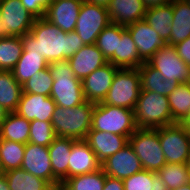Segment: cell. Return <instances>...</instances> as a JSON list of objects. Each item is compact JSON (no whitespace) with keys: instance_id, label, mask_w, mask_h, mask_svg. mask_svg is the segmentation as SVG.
I'll list each match as a JSON object with an SVG mask.
<instances>
[{"instance_id":"obj_1","label":"cell","mask_w":190,"mask_h":190,"mask_svg":"<svg viewBox=\"0 0 190 190\" xmlns=\"http://www.w3.org/2000/svg\"><path fill=\"white\" fill-rule=\"evenodd\" d=\"M21 40L26 53H39L48 64L68 60L85 46L75 31L66 33L45 18H36L30 32Z\"/></svg>"},{"instance_id":"obj_2","label":"cell","mask_w":190,"mask_h":190,"mask_svg":"<svg viewBox=\"0 0 190 190\" xmlns=\"http://www.w3.org/2000/svg\"><path fill=\"white\" fill-rule=\"evenodd\" d=\"M95 103L85 101L71 108L56 105L51 119L56 137L85 140L92 125Z\"/></svg>"},{"instance_id":"obj_3","label":"cell","mask_w":190,"mask_h":190,"mask_svg":"<svg viewBox=\"0 0 190 190\" xmlns=\"http://www.w3.org/2000/svg\"><path fill=\"white\" fill-rule=\"evenodd\" d=\"M54 79L50 97L62 108H71L86 101L82 80L75 77L68 60L48 64Z\"/></svg>"},{"instance_id":"obj_4","label":"cell","mask_w":190,"mask_h":190,"mask_svg":"<svg viewBox=\"0 0 190 190\" xmlns=\"http://www.w3.org/2000/svg\"><path fill=\"white\" fill-rule=\"evenodd\" d=\"M134 117L137 129H157L175 124L168 97L152 91L141 90Z\"/></svg>"},{"instance_id":"obj_5","label":"cell","mask_w":190,"mask_h":190,"mask_svg":"<svg viewBox=\"0 0 190 190\" xmlns=\"http://www.w3.org/2000/svg\"><path fill=\"white\" fill-rule=\"evenodd\" d=\"M90 130L119 134L129 139L137 130L134 110L96 103Z\"/></svg>"},{"instance_id":"obj_6","label":"cell","mask_w":190,"mask_h":190,"mask_svg":"<svg viewBox=\"0 0 190 190\" xmlns=\"http://www.w3.org/2000/svg\"><path fill=\"white\" fill-rule=\"evenodd\" d=\"M141 92L137 68H120L113 79L103 104L134 110Z\"/></svg>"},{"instance_id":"obj_7","label":"cell","mask_w":190,"mask_h":190,"mask_svg":"<svg viewBox=\"0 0 190 190\" xmlns=\"http://www.w3.org/2000/svg\"><path fill=\"white\" fill-rule=\"evenodd\" d=\"M129 144L139 158L143 170L158 172L167 162L159 141V128L137 129Z\"/></svg>"},{"instance_id":"obj_8","label":"cell","mask_w":190,"mask_h":190,"mask_svg":"<svg viewBox=\"0 0 190 190\" xmlns=\"http://www.w3.org/2000/svg\"><path fill=\"white\" fill-rule=\"evenodd\" d=\"M159 141L167 163L190 162V134L180 123L159 128Z\"/></svg>"},{"instance_id":"obj_9","label":"cell","mask_w":190,"mask_h":190,"mask_svg":"<svg viewBox=\"0 0 190 190\" xmlns=\"http://www.w3.org/2000/svg\"><path fill=\"white\" fill-rule=\"evenodd\" d=\"M35 20L21 0H0V37H22L30 32Z\"/></svg>"},{"instance_id":"obj_10","label":"cell","mask_w":190,"mask_h":190,"mask_svg":"<svg viewBox=\"0 0 190 190\" xmlns=\"http://www.w3.org/2000/svg\"><path fill=\"white\" fill-rule=\"evenodd\" d=\"M111 23L107 7L82 2L75 32L85 45L95 44L98 35Z\"/></svg>"},{"instance_id":"obj_11","label":"cell","mask_w":190,"mask_h":190,"mask_svg":"<svg viewBox=\"0 0 190 190\" xmlns=\"http://www.w3.org/2000/svg\"><path fill=\"white\" fill-rule=\"evenodd\" d=\"M147 63L172 84L187 83L190 77V67L177 55L172 45L161 47Z\"/></svg>"},{"instance_id":"obj_12","label":"cell","mask_w":190,"mask_h":190,"mask_svg":"<svg viewBox=\"0 0 190 190\" xmlns=\"http://www.w3.org/2000/svg\"><path fill=\"white\" fill-rule=\"evenodd\" d=\"M21 168L34 176L44 179L51 186L61 185V183L53 176L48 147L30 142L25 144V152Z\"/></svg>"},{"instance_id":"obj_13","label":"cell","mask_w":190,"mask_h":190,"mask_svg":"<svg viewBox=\"0 0 190 190\" xmlns=\"http://www.w3.org/2000/svg\"><path fill=\"white\" fill-rule=\"evenodd\" d=\"M119 69L108 62L82 79L86 101L95 104L103 102Z\"/></svg>"},{"instance_id":"obj_14","label":"cell","mask_w":190,"mask_h":190,"mask_svg":"<svg viewBox=\"0 0 190 190\" xmlns=\"http://www.w3.org/2000/svg\"><path fill=\"white\" fill-rule=\"evenodd\" d=\"M101 168L105 175L120 180L129 178L143 170L139 158L129 143L102 162Z\"/></svg>"},{"instance_id":"obj_15","label":"cell","mask_w":190,"mask_h":190,"mask_svg":"<svg viewBox=\"0 0 190 190\" xmlns=\"http://www.w3.org/2000/svg\"><path fill=\"white\" fill-rule=\"evenodd\" d=\"M136 44L139 57L147 62L166 43L156 31L143 19L126 27Z\"/></svg>"},{"instance_id":"obj_16","label":"cell","mask_w":190,"mask_h":190,"mask_svg":"<svg viewBox=\"0 0 190 190\" xmlns=\"http://www.w3.org/2000/svg\"><path fill=\"white\" fill-rule=\"evenodd\" d=\"M81 5L79 0H52L44 18L66 33L75 31Z\"/></svg>"},{"instance_id":"obj_17","label":"cell","mask_w":190,"mask_h":190,"mask_svg":"<svg viewBox=\"0 0 190 190\" xmlns=\"http://www.w3.org/2000/svg\"><path fill=\"white\" fill-rule=\"evenodd\" d=\"M55 107L56 104L50 96L23 92L15 112L29 121L51 122Z\"/></svg>"},{"instance_id":"obj_18","label":"cell","mask_w":190,"mask_h":190,"mask_svg":"<svg viewBox=\"0 0 190 190\" xmlns=\"http://www.w3.org/2000/svg\"><path fill=\"white\" fill-rule=\"evenodd\" d=\"M85 141L101 163L129 143L126 136L97 130H90Z\"/></svg>"},{"instance_id":"obj_19","label":"cell","mask_w":190,"mask_h":190,"mask_svg":"<svg viewBox=\"0 0 190 190\" xmlns=\"http://www.w3.org/2000/svg\"><path fill=\"white\" fill-rule=\"evenodd\" d=\"M101 169V162L85 140H76L72 144L68 165V178L88 174Z\"/></svg>"},{"instance_id":"obj_20","label":"cell","mask_w":190,"mask_h":190,"mask_svg":"<svg viewBox=\"0 0 190 190\" xmlns=\"http://www.w3.org/2000/svg\"><path fill=\"white\" fill-rule=\"evenodd\" d=\"M75 77L82 80L108 61L95 44H88L68 59Z\"/></svg>"},{"instance_id":"obj_21","label":"cell","mask_w":190,"mask_h":190,"mask_svg":"<svg viewBox=\"0 0 190 190\" xmlns=\"http://www.w3.org/2000/svg\"><path fill=\"white\" fill-rule=\"evenodd\" d=\"M146 9L142 0H111L107 6L111 23L124 27L143 20Z\"/></svg>"},{"instance_id":"obj_22","label":"cell","mask_w":190,"mask_h":190,"mask_svg":"<svg viewBox=\"0 0 190 190\" xmlns=\"http://www.w3.org/2000/svg\"><path fill=\"white\" fill-rule=\"evenodd\" d=\"M73 138L56 137L48 146L53 176L62 184L68 178Z\"/></svg>"},{"instance_id":"obj_23","label":"cell","mask_w":190,"mask_h":190,"mask_svg":"<svg viewBox=\"0 0 190 190\" xmlns=\"http://www.w3.org/2000/svg\"><path fill=\"white\" fill-rule=\"evenodd\" d=\"M118 68H139L144 62L140 59L135 42L125 30L118 39L117 52L108 60Z\"/></svg>"},{"instance_id":"obj_24","label":"cell","mask_w":190,"mask_h":190,"mask_svg":"<svg viewBox=\"0 0 190 190\" xmlns=\"http://www.w3.org/2000/svg\"><path fill=\"white\" fill-rule=\"evenodd\" d=\"M173 22L167 45H176L190 36V5L185 0H173Z\"/></svg>"},{"instance_id":"obj_25","label":"cell","mask_w":190,"mask_h":190,"mask_svg":"<svg viewBox=\"0 0 190 190\" xmlns=\"http://www.w3.org/2000/svg\"><path fill=\"white\" fill-rule=\"evenodd\" d=\"M144 20L158 33L166 44L169 42L173 22L172 3L147 8Z\"/></svg>"},{"instance_id":"obj_26","label":"cell","mask_w":190,"mask_h":190,"mask_svg":"<svg viewBox=\"0 0 190 190\" xmlns=\"http://www.w3.org/2000/svg\"><path fill=\"white\" fill-rule=\"evenodd\" d=\"M141 90L152 91L160 95H170L178 84H172V81L165 79L161 73L144 62L139 68Z\"/></svg>"},{"instance_id":"obj_27","label":"cell","mask_w":190,"mask_h":190,"mask_svg":"<svg viewBox=\"0 0 190 190\" xmlns=\"http://www.w3.org/2000/svg\"><path fill=\"white\" fill-rule=\"evenodd\" d=\"M22 93V85L15 79L12 71L0 70V106L9 113L15 112Z\"/></svg>"},{"instance_id":"obj_28","label":"cell","mask_w":190,"mask_h":190,"mask_svg":"<svg viewBox=\"0 0 190 190\" xmlns=\"http://www.w3.org/2000/svg\"><path fill=\"white\" fill-rule=\"evenodd\" d=\"M30 135V121L16 112L8 113L0 126V139L27 144Z\"/></svg>"},{"instance_id":"obj_29","label":"cell","mask_w":190,"mask_h":190,"mask_svg":"<svg viewBox=\"0 0 190 190\" xmlns=\"http://www.w3.org/2000/svg\"><path fill=\"white\" fill-rule=\"evenodd\" d=\"M48 67L47 61L39 53H23L17 64L11 70L20 85L25 84L35 73Z\"/></svg>"},{"instance_id":"obj_30","label":"cell","mask_w":190,"mask_h":190,"mask_svg":"<svg viewBox=\"0 0 190 190\" xmlns=\"http://www.w3.org/2000/svg\"><path fill=\"white\" fill-rule=\"evenodd\" d=\"M10 190H48L51 185L22 168L4 172Z\"/></svg>"},{"instance_id":"obj_31","label":"cell","mask_w":190,"mask_h":190,"mask_svg":"<svg viewBox=\"0 0 190 190\" xmlns=\"http://www.w3.org/2000/svg\"><path fill=\"white\" fill-rule=\"evenodd\" d=\"M23 53L21 37H0V70L11 71Z\"/></svg>"},{"instance_id":"obj_32","label":"cell","mask_w":190,"mask_h":190,"mask_svg":"<svg viewBox=\"0 0 190 190\" xmlns=\"http://www.w3.org/2000/svg\"><path fill=\"white\" fill-rule=\"evenodd\" d=\"M157 174L168 190L176 189L190 183V164L166 163Z\"/></svg>"},{"instance_id":"obj_33","label":"cell","mask_w":190,"mask_h":190,"mask_svg":"<svg viewBox=\"0 0 190 190\" xmlns=\"http://www.w3.org/2000/svg\"><path fill=\"white\" fill-rule=\"evenodd\" d=\"M172 120L180 123L190 110V88L187 83H179L175 90L167 96Z\"/></svg>"},{"instance_id":"obj_34","label":"cell","mask_w":190,"mask_h":190,"mask_svg":"<svg viewBox=\"0 0 190 190\" xmlns=\"http://www.w3.org/2000/svg\"><path fill=\"white\" fill-rule=\"evenodd\" d=\"M106 175L103 169L67 178L61 187L64 190H103Z\"/></svg>"},{"instance_id":"obj_35","label":"cell","mask_w":190,"mask_h":190,"mask_svg":"<svg viewBox=\"0 0 190 190\" xmlns=\"http://www.w3.org/2000/svg\"><path fill=\"white\" fill-rule=\"evenodd\" d=\"M126 27L110 23L98 35L95 45L103 53L107 61L117 52L118 39H121L122 33Z\"/></svg>"},{"instance_id":"obj_36","label":"cell","mask_w":190,"mask_h":190,"mask_svg":"<svg viewBox=\"0 0 190 190\" xmlns=\"http://www.w3.org/2000/svg\"><path fill=\"white\" fill-rule=\"evenodd\" d=\"M25 144L0 139V159L3 171L21 168Z\"/></svg>"},{"instance_id":"obj_37","label":"cell","mask_w":190,"mask_h":190,"mask_svg":"<svg viewBox=\"0 0 190 190\" xmlns=\"http://www.w3.org/2000/svg\"><path fill=\"white\" fill-rule=\"evenodd\" d=\"M53 81L51 71L49 67H47L31 76L29 80L22 85V89L24 93L50 96Z\"/></svg>"},{"instance_id":"obj_38","label":"cell","mask_w":190,"mask_h":190,"mask_svg":"<svg viewBox=\"0 0 190 190\" xmlns=\"http://www.w3.org/2000/svg\"><path fill=\"white\" fill-rule=\"evenodd\" d=\"M56 138L51 122L32 120L30 121V135L28 142L48 147Z\"/></svg>"},{"instance_id":"obj_39","label":"cell","mask_w":190,"mask_h":190,"mask_svg":"<svg viewBox=\"0 0 190 190\" xmlns=\"http://www.w3.org/2000/svg\"><path fill=\"white\" fill-rule=\"evenodd\" d=\"M122 182L124 190H153V172L142 170Z\"/></svg>"},{"instance_id":"obj_40","label":"cell","mask_w":190,"mask_h":190,"mask_svg":"<svg viewBox=\"0 0 190 190\" xmlns=\"http://www.w3.org/2000/svg\"><path fill=\"white\" fill-rule=\"evenodd\" d=\"M52 0H21L22 5L36 18H44Z\"/></svg>"},{"instance_id":"obj_41","label":"cell","mask_w":190,"mask_h":190,"mask_svg":"<svg viewBox=\"0 0 190 190\" xmlns=\"http://www.w3.org/2000/svg\"><path fill=\"white\" fill-rule=\"evenodd\" d=\"M177 55L190 67V36L174 45Z\"/></svg>"},{"instance_id":"obj_42","label":"cell","mask_w":190,"mask_h":190,"mask_svg":"<svg viewBox=\"0 0 190 190\" xmlns=\"http://www.w3.org/2000/svg\"><path fill=\"white\" fill-rule=\"evenodd\" d=\"M103 190H124L123 182L120 179L106 175Z\"/></svg>"},{"instance_id":"obj_43","label":"cell","mask_w":190,"mask_h":190,"mask_svg":"<svg viewBox=\"0 0 190 190\" xmlns=\"http://www.w3.org/2000/svg\"><path fill=\"white\" fill-rule=\"evenodd\" d=\"M142 1L146 8L163 6L173 2V0H142Z\"/></svg>"},{"instance_id":"obj_44","label":"cell","mask_w":190,"mask_h":190,"mask_svg":"<svg viewBox=\"0 0 190 190\" xmlns=\"http://www.w3.org/2000/svg\"><path fill=\"white\" fill-rule=\"evenodd\" d=\"M153 184V190H168L167 186L163 183L160 176L156 172H153Z\"/></svg>"},{"instance_id":"obj_45","label":"cell","mask_w":190,"mask_h":190,"mask_svg":"<svg viewBox=\"0 0 190 190\" xmlns=\"http://www.w3.org/2000/svg\"><path fill=\"white\" fill-rule=\"evenodd\" d=\"M0 190H10L5 174L0 175Z\"/></svg>"},{"instance_id":"obj_46","label":"cell","mask_w":190,"mask_h":190,"mask_svg":"<svg viewBox=\"0 0 190 190\" xmlns=\"http://www.w3.org/2000/svg\"><path fill=\"white\" fill-rule=\"evenodd\" d=\"M87 2L107 7L111 0H86Z\"/></svg>"},{"instance_id":"obj_47","label":"cell","mask_w":190,"mask_h":190,"mask_svg":"<svg viewBox=\"0 0 190 190\" xmlns=\"http://www.w3.org/2000/svg\"><path fill=\"white\" fill-rule=\"evenodd\" d=\"M182 126H184L187 130L190 128V110L185 118L180 122Z\"/></svg>"},{"instance_id":"obj_48","label":"cell","mask_w":190,"mask_h":190,"mask_svg":"<svg viewBox=\"0 0 190 190\" xmlns=\"http://www.w3.org/2000/svg\"><path fill=\"white\" fill-rule=\"evenodd\" d=\"M9 112H7L2 106H0V126L1 123L6 119Z\"/></svg>"},{"instance_id":"obj_49","label":"cell","mask_w":190,"mask_h":190,"mask_svg":"<svg viewBox=\"0 0 190 190\" xmlns=\"http://www.w3.org/2000/svg\"><path fill=\"white\" fill-rule=\"evenodd\" d=\"M172 190H190V183L186 184V185H183L179 188H176V189H172Z\"/></svg>"},{"instance_id":"obj_50","label":"cell","mask_w":190,"mask_h":190,"mask_svg":"<svg viewBox=\"0 0 190 190\" xmlns=\"http://www.w3.org/2000/svg\"><path fill=\"white\" fill-rule=\"evenodd\" d=\"M53 190H64L61 185L59 186H53Z\"/></svg>"},{"instance_id":"obj_51","label":"cell","mask_w":190,"mask_h":190,"mask_svg":"<svg viewBox=\"0 0 190 190\" xmlns=\"http://www.w3.org/2000/svg\"><path fill=\"white\" fill-rule=\"evenodd\" d=\"M1 174H4V171H3V167H2L1 159H0V175H1Z\"/></svg>"},{"instance_id":"obj_52","label":"cell","mask_w":190,"mask_h":190,"mask_svg":"<svg viewBox=\"0 0 190 190\" xmlns=\"http://www.w3.org/2000/svg\"><path fill=\"white\" fill-rule=\"evenodd\" d=\"M187 85H188L189 88H190V77L188 78Z\"/></svg>"}]
</instances>
